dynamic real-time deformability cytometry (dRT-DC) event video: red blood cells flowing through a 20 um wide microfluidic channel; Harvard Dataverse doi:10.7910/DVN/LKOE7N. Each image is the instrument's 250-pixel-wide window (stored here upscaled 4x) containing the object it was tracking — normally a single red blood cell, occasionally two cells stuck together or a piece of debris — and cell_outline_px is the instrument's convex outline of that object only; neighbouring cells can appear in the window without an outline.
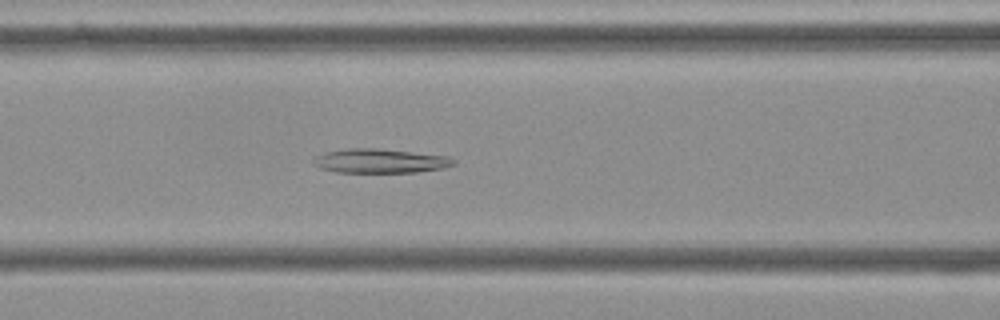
{"species": "Egyptian fruit bat (a non-hibernating species)", "species_latin": "Rousettus aegyptiacus", "temperature_condition": "cold", "stored_images_in_passage": 45, "camera_frame_rate_fps": 3000, "um_per_image_px": 0.085, "frame": {"image": 1, "passage_image": 13, "time_ms": 4.0, "image_size_px": [1000, 320], "cell_outline_px": [[456, 164], [444, 168], [416, 172], [336, 172], [320, 168], [312, 164], [312, 160], [316, 156], [324, 152], [348, 148], [376, 148], [448, 156], [456, 160]], "centroid_in_image_um": [32.3, 13.68], "position_along_channel_um": 134.3, "area_um2": 19.83}}
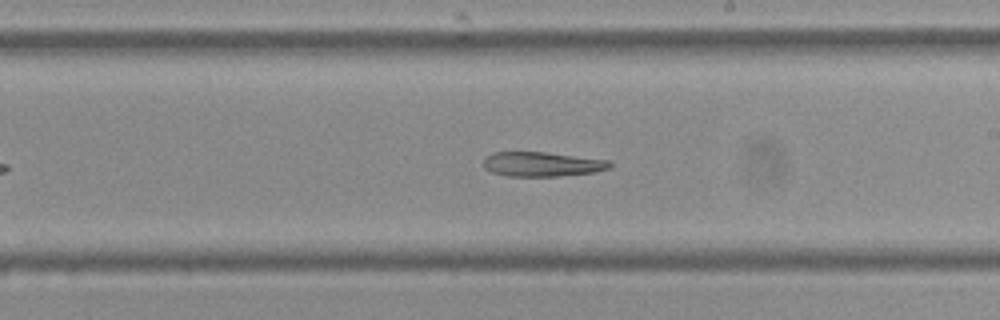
{"frame": {"image": 2, "passage_image": 22, "time_ms": 7.0, "image_size_px": [1000, 320], "cell_outline_px": [[612, 164], [608, 168], [596, 172], [556, 176], [508, 176], [492, 172], [484, 168], [484, 156], [492, 152], [544, 152], [612, 160]], "centroid_in_image_um": [46.07, 13.95], "position_along_channel_um": 242.9, "area_um2": 18.15}}
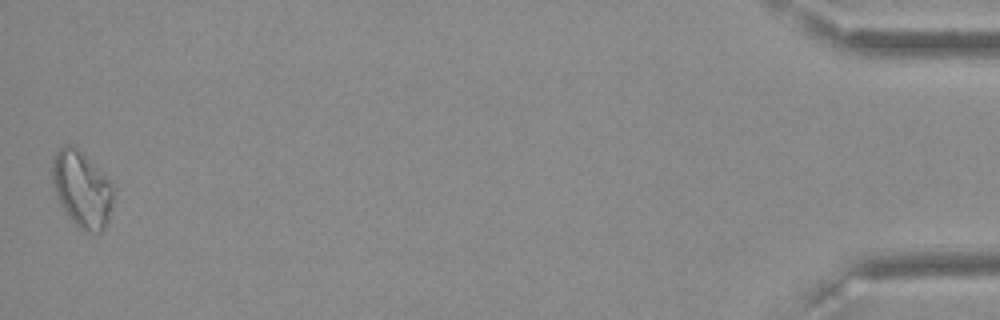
{"frame": {"image": 3, "passage_image": 45, "time_ms": 14.667, "image_size_px": [1000, 320], "cell_outline_px": [[116, 188], [112, 208], [108, 220], [104, 228], [100, 232], [88, 232], [80, 228], [68, 216], [60, 204], [52, 184], [52, 160], [56, 148], [64, 144], [72, 144], [84, 152], [104, 172]], "centroid_in_image_um": [6.98, 16.01], "position_along_channel_um": 428.2, "area_um2": 27.98}}